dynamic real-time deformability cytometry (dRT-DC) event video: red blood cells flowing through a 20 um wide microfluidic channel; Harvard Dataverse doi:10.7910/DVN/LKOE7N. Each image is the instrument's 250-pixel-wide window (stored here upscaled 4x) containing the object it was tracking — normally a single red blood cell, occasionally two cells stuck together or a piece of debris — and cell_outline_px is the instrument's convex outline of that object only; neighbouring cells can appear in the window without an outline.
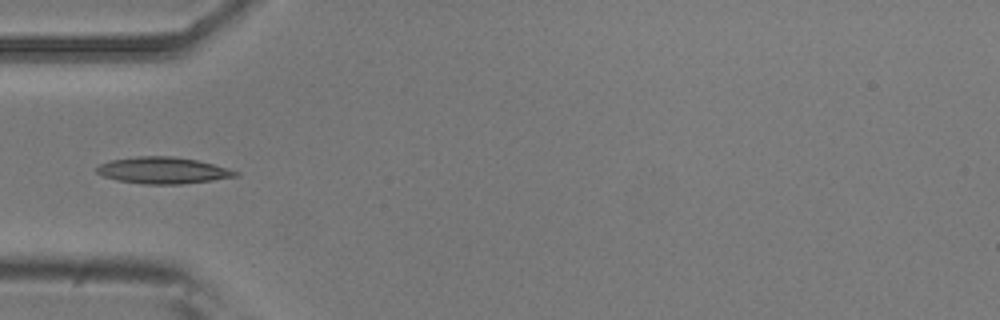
{"species": "common noctule bat (a hibernating species)", "species_latin": "Nyctalus noctula", "temperature_condition": "room temperature", "stored_images_in_passage": 5, "camera_frame_rate_fps": 3000, "um_per_image_px": 0.085, "animal": {"sex": "male", "body_mass_g": 20.5, "forearm_length_mm": 52.5}, "frame": {"image": 1, "passage_image": 4, "time_ms": 1.0, "image_size_px": [1000, 320], "cell_outline_px": [[240, 176], [212, 180], [180, 184], [144, 184], [116, 180], [104, 176], [96, 172], [96, 168], [100, 164], [112, 160], [136, 156], [172, 156], [196, 160], [212, 164], [240, 172]], "centroid_in_image_um": [13.85, 14.48], "position_along_channel_um": 71.2, "area_um2": 21.33}}
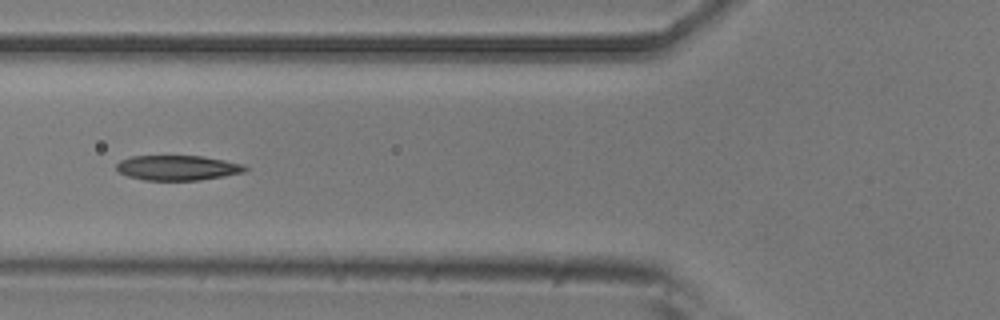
{"frame": {"image": 2, "passage_image": 5, "time_ms": 1.333, "image_size_px": [1000, 320], "cell_outline_px": [[248, 168], [244, 172], [224, 176], [200, 180], [144, 180], [128, 176], [120, 172], [116, 168], [116, 164], [120, 160], [132, 156], [200, 156], [224, 160], [244, 164]], "centroid_in_image_um": [15.1, 14.26], "position_along_channel_um": 110.7, "area_um2": 18.67}}